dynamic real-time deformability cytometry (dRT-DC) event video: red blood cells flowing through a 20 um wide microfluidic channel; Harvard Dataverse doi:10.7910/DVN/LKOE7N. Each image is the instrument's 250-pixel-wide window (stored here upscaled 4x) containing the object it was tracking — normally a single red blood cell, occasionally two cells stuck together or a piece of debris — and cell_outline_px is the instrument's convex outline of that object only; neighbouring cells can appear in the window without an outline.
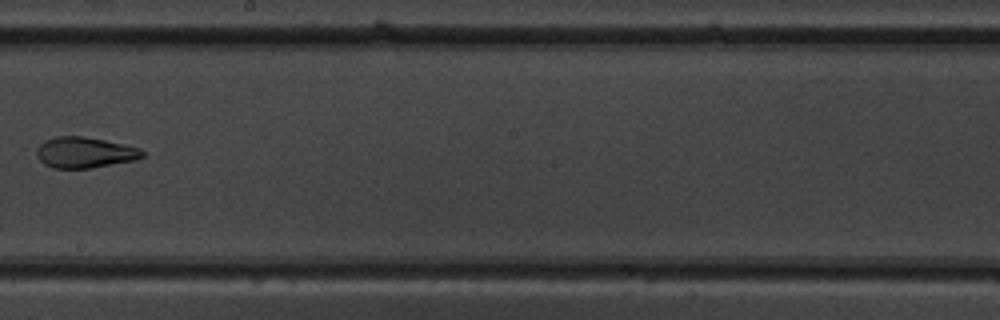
{"species": "common noctule bat (a hibernating species)", "species_latin": "Nyctalus noctula", "temperature_condition": "warm", "stored_images_in_passage": 9, "camera_frame_rate_fps": 3000, "um_per_image_px": 0.085, "animal": {"sex": "male", "body_mass_g": 19.5, "forearm_length_mm": 54.6}, "frame": {"image": 1, "passage_image": 9, "time_ms": 9.333, "image_size_px": [1000, 320], "cell_outline_px": [[144, 156], [136, 160], [92, 168], [52, 168], [44, 164], [36, 156], [36, 148], [44, 140], [56, 136], [80, 136], [104, 140], [140, 148], [144, 152]], "centroid_in_image_um": [7.18, 12.97], "position_along_channel_um": 241.0, "area_um2": 19.07}}